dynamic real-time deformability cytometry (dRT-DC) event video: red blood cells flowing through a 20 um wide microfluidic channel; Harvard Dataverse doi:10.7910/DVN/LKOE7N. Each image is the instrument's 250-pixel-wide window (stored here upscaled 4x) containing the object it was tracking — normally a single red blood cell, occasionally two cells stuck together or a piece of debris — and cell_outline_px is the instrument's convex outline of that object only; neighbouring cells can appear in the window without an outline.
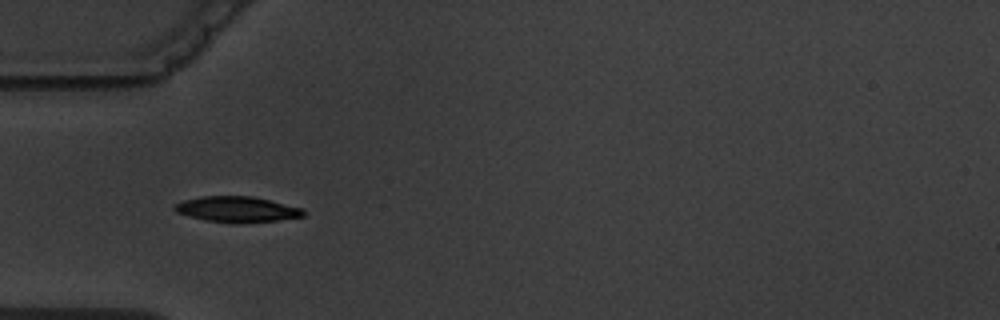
{"species": "common noctule bat (a hibernating species)", "species_latin": "Nyctalus noctula", "temperature_condition": "warm", "stored_images_in_passage": 4, "camera_frame_rate_fps": 3000, "um_per_image_px": 0.085, "animal": {"sex": "male", "body_mass_g": 19.5, "forearm_length_mm": 54.6}, "frame": {"image": 1, "passage_image": 3, "time_ms": 2.333, "image_size_px": [1000, 320], "cell_outline_px": [[304, 216], [276, 220], [240, 224], [236, 224], [204, 220], [176, 212], [172, 208], [176, 204], [184, 200], [204, 196], [252, 196], [304, 208]], "centroid_in_image_um": [20.15, 17.8], "position_along_channel_um": 64.8, "area_um2": 19.31}}
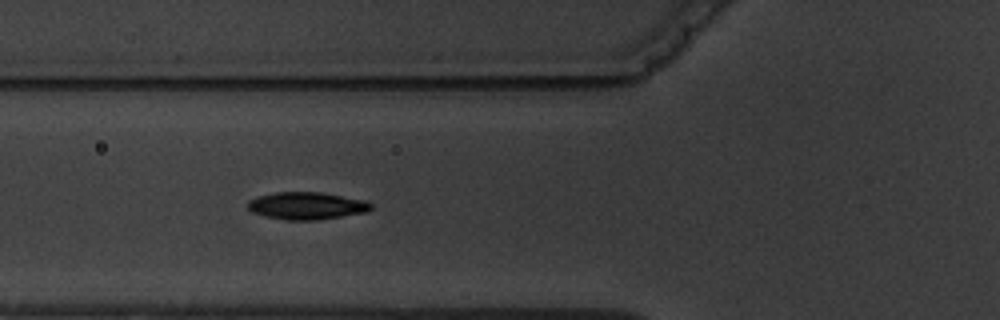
{"frame": {"image": 2, "passage_image": 4, "time_ms": 3.333, "image_size_px": [1000, 320], "cell_outline_px": [[372, 208], [368, 212], [316, 220], [284, 220], [264, 216], [252, 212], [248, 208], [248, 200], [256, 196], [276, 192], [320, 192], [368, 200], [372, 204]], "centroid_in_image_um": [26.08, 17.49], "position_along_channel_um": 99.7, "area_um2": 19.88}}